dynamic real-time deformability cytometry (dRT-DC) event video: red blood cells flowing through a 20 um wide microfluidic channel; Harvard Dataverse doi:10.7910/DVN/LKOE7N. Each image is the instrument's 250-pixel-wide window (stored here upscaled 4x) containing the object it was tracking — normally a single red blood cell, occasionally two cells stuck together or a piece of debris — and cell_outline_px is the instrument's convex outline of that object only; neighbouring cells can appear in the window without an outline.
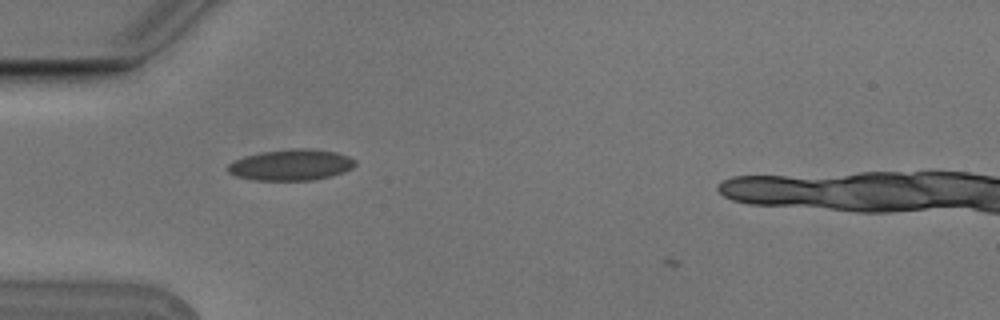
{"species": "Egyptian fruit bat (a non-hibernating species)", "species_latin": "Rousettus aegyptiacus", "temperature_condition": "cold", "stored_images_in_passage": 4, "camera_frame_rate_fps": 3000, "um_per_image_px": 0.085, "animal": {"sex": "male"}, "frame": {"image": 1, "passage_image": 2, "time_ms": 0.333, "image_size_px": [1000, 320], "cell_outline_px": [[356, 164], [352, 168], [344, 172], [332, 176], [312, 180], [256, 180], [236, 176], [228, 172], [228, 164], [244, 156], [260, 152], [292, 148], [312, 148], [336, 152], [348, 156], [356, 160]], "centroid_in_image_um": [24.77, 14.01], "position_along_channel_um": 60.2, "area_um2": 23.18}}